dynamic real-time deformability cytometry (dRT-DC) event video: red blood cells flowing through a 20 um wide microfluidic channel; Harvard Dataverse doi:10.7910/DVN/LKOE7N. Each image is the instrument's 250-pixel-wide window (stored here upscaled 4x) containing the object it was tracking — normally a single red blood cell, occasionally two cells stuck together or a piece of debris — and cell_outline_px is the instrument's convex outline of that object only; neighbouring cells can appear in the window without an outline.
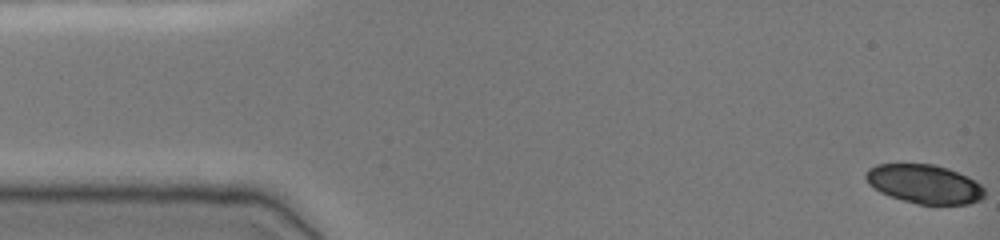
{"species": "common noctule bat (a hibernating species)", "species_latin": "Nyctalus noctula", "temperature_condition": "cold", "stored_images_in_passage": 50, "camera_frame_rate_fps": 3000, "um_per_image_px": 0.085, "animal": {"sex": "female", "body_mass_g": 19.0, "forearm_length_mm": 51.5}, "frame": {"image": 1, "passage_image": 1, "time_ms": 0.0, "image_size_px": [1000, 240], "cell_outline_px": [[984, 196], [980, 200], [968, 204], [916, 204], [880, 192], [868, 184], [864, 176], [864, 172], [868, 168], [876, 164], [936, 164], [948, 168], [968, 176], [980, 184], [984, 188]], "centroid_in_image_um": [78.56, 15.63], "position_along_channel_um": 6.4, "area_um2": 27.05}}